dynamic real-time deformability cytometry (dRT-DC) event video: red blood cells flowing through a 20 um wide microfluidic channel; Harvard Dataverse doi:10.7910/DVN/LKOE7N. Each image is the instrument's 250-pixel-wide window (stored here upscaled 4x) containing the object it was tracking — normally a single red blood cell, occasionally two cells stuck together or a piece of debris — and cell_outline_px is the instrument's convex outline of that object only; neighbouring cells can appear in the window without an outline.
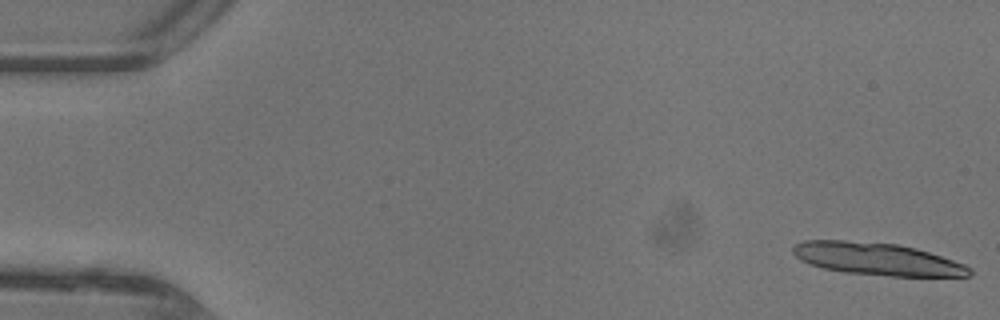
{"species": "common noctule bat (a hibernating species)", "species_latin": "Nyctalus noctula", "temperature_condition": "warm", "stored_images_in_passage": 12, "camera_frame_rate_fps": 3000, "um_per_image_px": 0.085, "animal": {"sex": "female"}, "frame": {"image": 1, "passage_image": 1, "time_ms": 0.0, "image_size_px": [1000, 320], "cell_outline_px": [[972, 276], [892, 276], [844, 272], [824, 268], [808, 264], [800, 260], [792, 252], [792, 248], [796, 244], [804, 240], [844, 240], [896, 244], [916, 248], [964, 264], [972, 268]], "centroid_in_image_um": [74.53, 22.01], "position_along_channel_um": 10.5, "area_um2": 33.18}}